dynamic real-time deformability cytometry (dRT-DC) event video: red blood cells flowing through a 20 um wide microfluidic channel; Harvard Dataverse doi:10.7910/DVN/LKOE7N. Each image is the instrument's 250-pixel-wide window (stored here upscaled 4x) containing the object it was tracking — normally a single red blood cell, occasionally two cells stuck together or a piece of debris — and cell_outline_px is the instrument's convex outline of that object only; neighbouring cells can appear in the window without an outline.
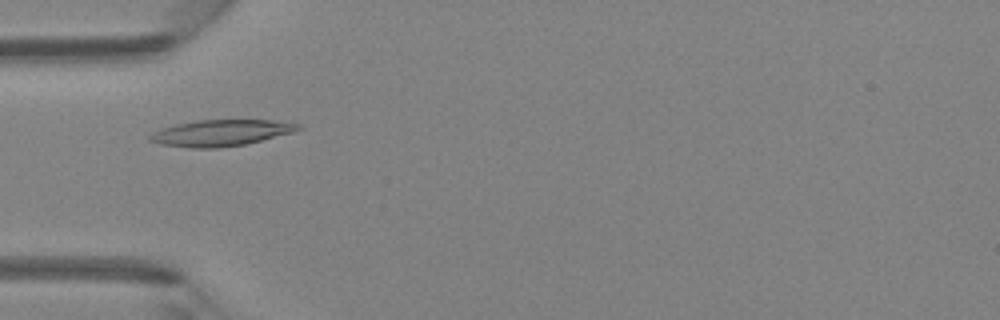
{"species": "Egyptian fruit bat (a non-hibernating species)", "species_latin": "Rousettus aegyptiacus", "temperature_condition": "room temperature", "stored_images_in_passage": 4, "camera_frame_rate_fps": 3000, "um_per_image_px": 0.085, "animal": {"sex": "female"}, "frame": {"image": 1, "passage_image": 4, "time_ms": 3.333, "image_size_px": [1000, 320], "cell_outline_px": [[304, 128], [292, 132], [244, 144], [220, 148], [188, 148], [160, 144], [148, 140], [148, 136], [152, 132], [176, 124], [200, 120], [272, 120], [300, 124]], "centroid_in_image_um": [18.75, 11.3], "position_along_channel_um": 66.3, "area_um2": 22.54}}